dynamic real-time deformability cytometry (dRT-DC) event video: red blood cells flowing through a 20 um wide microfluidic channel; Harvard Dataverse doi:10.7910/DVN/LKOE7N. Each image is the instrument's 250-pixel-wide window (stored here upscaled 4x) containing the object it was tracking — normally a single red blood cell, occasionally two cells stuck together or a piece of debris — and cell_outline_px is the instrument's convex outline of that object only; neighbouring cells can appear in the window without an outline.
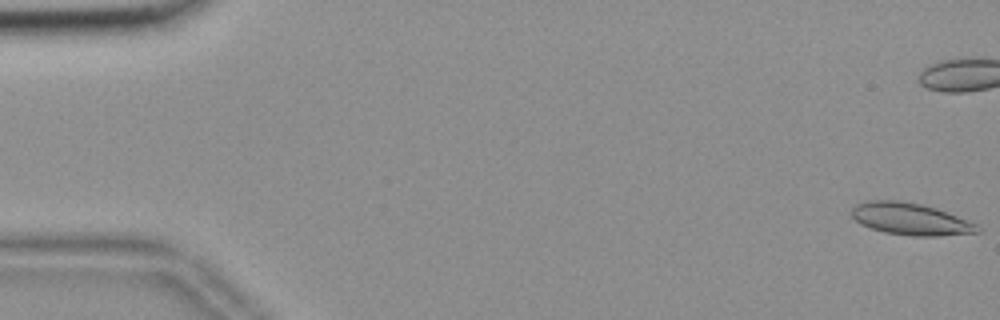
{"species": "common noctule bat (a hibernating species)", "species_latin": "Nyctalus noctula", "temperature_condition": "room temperature", "stored_images_in_passage": 11, "camera_frame_rate_fps": 3000, "um_per_image_px": 0.085, "animal": {"sex": "female", "body_mass_g": 18.4}, "frame": {"image": 1, "passage_image": 1, "time_ms": 0.0, "image_size_px": [1000, 320], "cell_outline_px": [[980, 232], [936, 236], [912, 236], [884, 232], [860, 224], [852, 216], [852, 208], [856, 204], [868, 200], [900, 200], [920, 204], [936, 208], [980, 224]], "centroid_in_image_um": [77.42, 18.61], "position_along_channel_um": 7.6, "area_um2": 23.52}}